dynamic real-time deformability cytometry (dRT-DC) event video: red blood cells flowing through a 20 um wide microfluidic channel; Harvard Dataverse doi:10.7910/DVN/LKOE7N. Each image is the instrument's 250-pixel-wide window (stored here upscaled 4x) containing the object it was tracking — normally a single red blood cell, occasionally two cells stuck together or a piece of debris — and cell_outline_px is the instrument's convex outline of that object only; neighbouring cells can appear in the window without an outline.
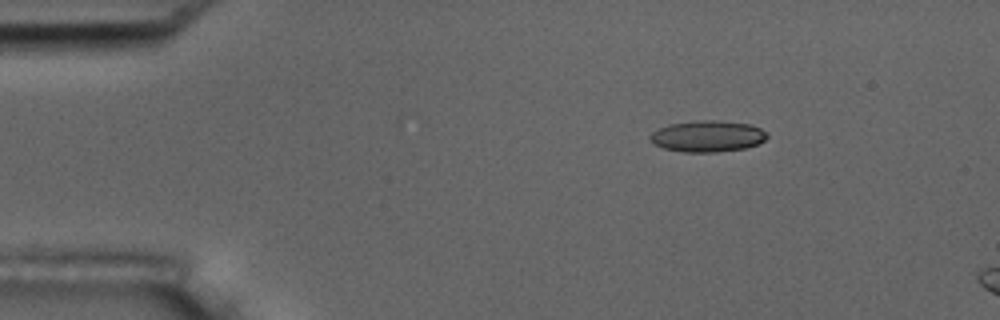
{"species": "common noctule bat (a hibernating species)", "species_latin": "Nyctalus noctula", "temperature_condition": "room temperature", "stored_images_in_passage": 3, "camera_frame_rate_fps": 3000, "um_per_image_px": 0.085, "animal": {"sex": "male", "body_mass_g": 17.5, "forearm_length_mm": 52.3}, "frame": {"image": 1, "passage_image": 1, "time_ms": 0.0, "image_size_px": [1000, 320], "cell_outline_px": [[768, 136], [764, 140], [756, 144], [744, 148], [716, 152], [684, 152], [664, 148], [652, 144], [648, 136], [652, 132], [668, 124], [696, 120], [712, 120], [752, 124], [760, 128]], "centroid_in_image_um": [60.09, 11.57], "position_along_channel_um": 24.9, "area_um2": 21.33}}